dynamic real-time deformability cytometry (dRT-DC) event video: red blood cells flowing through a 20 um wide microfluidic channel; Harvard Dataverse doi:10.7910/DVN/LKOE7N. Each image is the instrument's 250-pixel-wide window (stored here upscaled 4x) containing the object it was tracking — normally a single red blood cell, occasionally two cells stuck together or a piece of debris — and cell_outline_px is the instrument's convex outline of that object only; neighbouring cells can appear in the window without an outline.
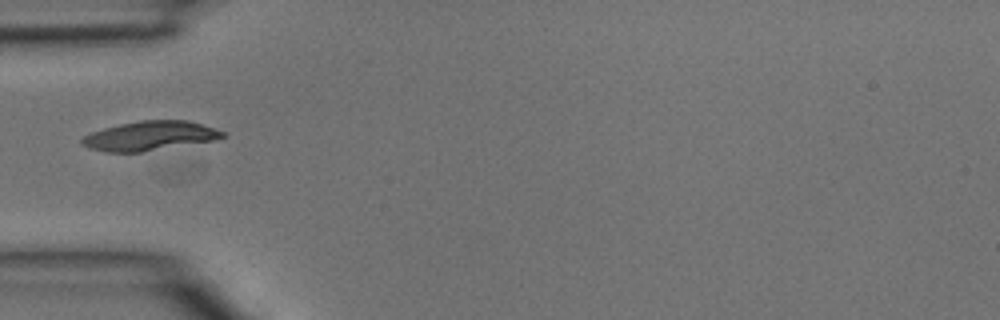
{"species": "common noctule bat (a hibernating species)", "species_latin": "Nyctalus noctula", "temperature_condition": "room temperature", "stored_images_in_passage": 2, "camera_frame_rate_fps": 3000, "um_per_image_px": 0.085, "animal": {"sex": "male", "body_mass_g": 15.6}, "frame": {"image": 1, "passage_image": 1, "time_ms": 0.0, "image_size_px": [1000, 320], "cell_outline_px": [[228, 136], [212, 140], [140, 152], [104, 152], [88, 148], [80, 144], [80, 140], [84, 136], [92, 132], [104, 128], [120, 124], [140, 120], [188, 120], [224, 132]], "centroid_in_image_um": [12.67, 11.55], "position_along_channel_um": 72.3, "area_um2": 23.76}}